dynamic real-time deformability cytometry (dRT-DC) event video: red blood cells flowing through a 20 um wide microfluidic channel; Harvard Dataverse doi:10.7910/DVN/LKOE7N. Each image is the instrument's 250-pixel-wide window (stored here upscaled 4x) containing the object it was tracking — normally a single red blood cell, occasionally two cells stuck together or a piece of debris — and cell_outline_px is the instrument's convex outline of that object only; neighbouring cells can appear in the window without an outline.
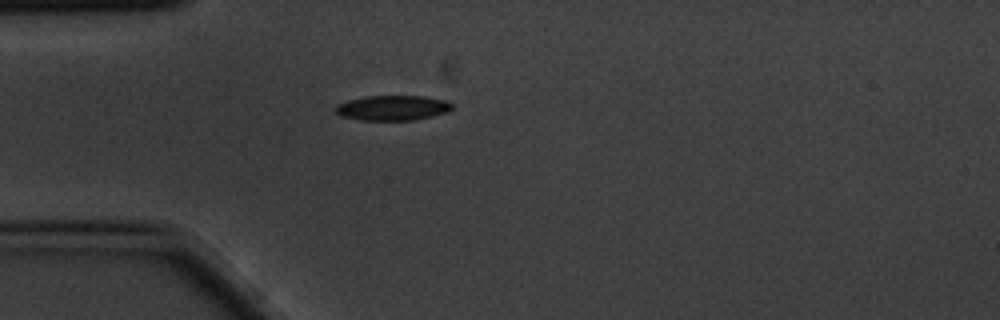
{"species": "common noctule bat (a hibernating species)", "species_latin": "Nyctalus noctula", "temperature_condition": "cold", "stored_images_in_passage": 2, "camera_frame_rate_fps": 3000, "um_per_image_px": 0.085, "animal": {"sex": "male", "body_mass_g": 20.1, "forearm_length_mm": 53.5}, "frame": {"image": 1, "passage_image": 1, "time_ms": 0.0, "image_size_px": [1000, 320], "cell_outline_px": [[452, 108], [448, 112], [416, 120], [360, 120], [340, 116], [336, 112], [336, 104], [348, 100], [368, 96], [424, 96], [444, 100], [452, 104]], "centroid_in_image_um": [33.36, 9.17], "position_along_channel_um": 51.6, "area_um2": 16.99}}